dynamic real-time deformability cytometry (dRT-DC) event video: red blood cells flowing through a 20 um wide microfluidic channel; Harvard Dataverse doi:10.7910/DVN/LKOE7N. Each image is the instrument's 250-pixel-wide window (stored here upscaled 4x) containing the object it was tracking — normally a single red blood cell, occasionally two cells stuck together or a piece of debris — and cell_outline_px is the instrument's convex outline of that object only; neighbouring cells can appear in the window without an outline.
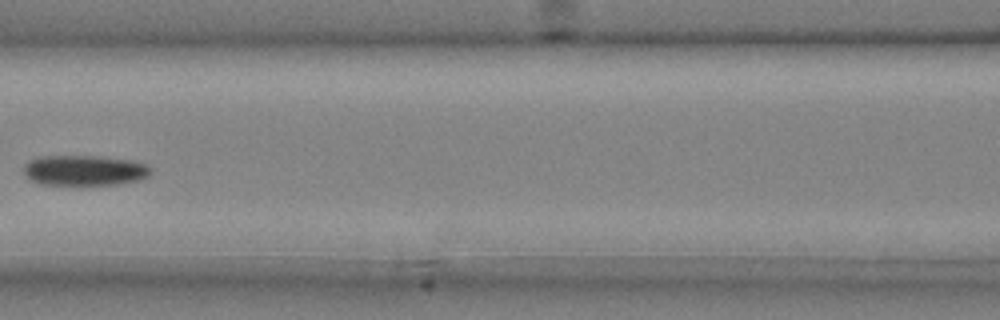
{"species": "common noctule bat (a hibernating species)", "species_latin": "Nyctalus noctula", "temperature_condition": "cold", "stored_images_in_passage": 8, "camera_frame_rate_fps": 3000, "um_per_image_px": 0.085, "animal": {"sex": "male", "body_mass_g": 20.4}, "frame": {"image": 1, "passage_image": 7, "time_ms": 2.0, "image_size_px": [1000, 320], "cell_outline_px": [[152, 172], [148, 176], [140, 180], [116, 184], [40, 184], [24, 176], [24, 164], [28, 160], [40, 156], [100, 156], [132, 160], [148, 164], [152, 168]], "centroid_in_image_um": [7.2, 14.47], "position_along_channel_um": 159.4, "area_um2": 22.66}}
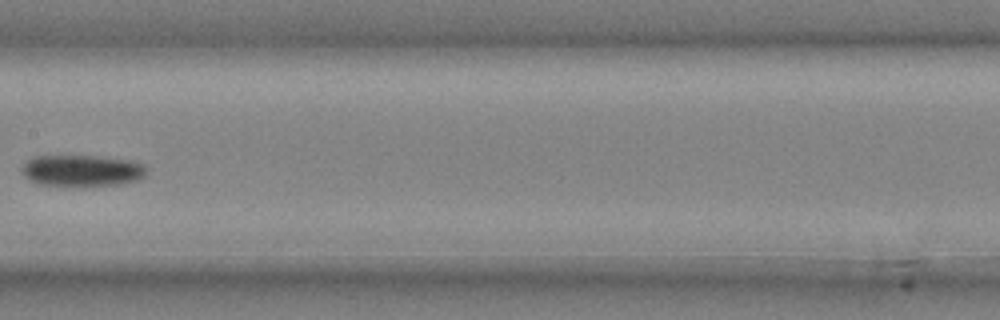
{"frame": {"image": 2, "passage_image": 8, "time_ms": 2.333, "image_size_px": [1000, 320], "cell_outline_px": [[148, 172], [140, 180], [120, 184], [40, 184], [28, 180], [20, 172], [20, 168], [28, 160], [36, 156], [96, 156], [132, 160], [144, 164], [148, 168]], "centroid_in_image_um": [7.0, 14.47], "position_along_channel_um": 200.4, "area_um2": 22.6}}